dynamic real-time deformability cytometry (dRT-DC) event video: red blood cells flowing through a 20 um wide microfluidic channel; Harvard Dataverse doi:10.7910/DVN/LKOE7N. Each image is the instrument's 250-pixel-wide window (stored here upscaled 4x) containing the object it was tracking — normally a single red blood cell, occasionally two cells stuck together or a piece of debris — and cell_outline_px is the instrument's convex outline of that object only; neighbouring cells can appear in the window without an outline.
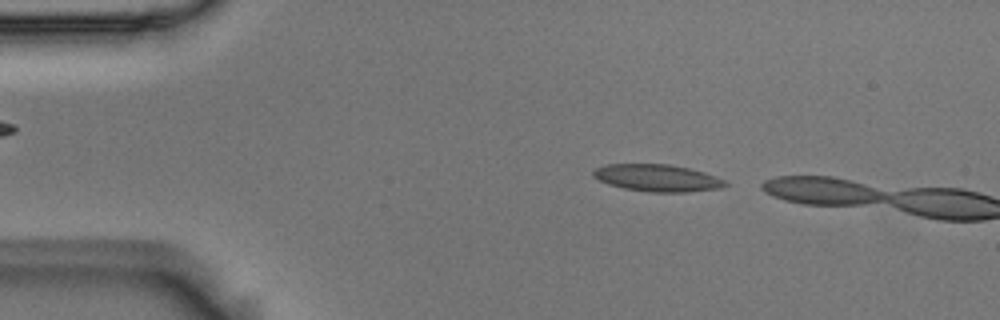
{"species": "Egyptian fruit bat (a non-hibernating species)", "species_latin": "Rousettus aegyptiacus", "temperature_condition": "room temperature", "stored_images_in_passage": 5, "camera_frame_rate_fps": 3000, "um_per_image_px": 0.085, "animal": {"sex": "male"}, "frame": {"image": 1, "passage_image": 3, "time_ms": 0.667, "image_size_px": [1000, 320], "cell_outline_px": [[728, 184], [720, 188], [688, 192], [648, 192], [624, 188], [608, 184], [592, 176], [592, 172], [596, 168], [604, 164], [668, 164], [688, 168], [704, 172], [724, 180]], "centroid_in_image_um": [55.84, 15.12], "position_along_channel_um": 29.2, "area_um2": 20.75}}